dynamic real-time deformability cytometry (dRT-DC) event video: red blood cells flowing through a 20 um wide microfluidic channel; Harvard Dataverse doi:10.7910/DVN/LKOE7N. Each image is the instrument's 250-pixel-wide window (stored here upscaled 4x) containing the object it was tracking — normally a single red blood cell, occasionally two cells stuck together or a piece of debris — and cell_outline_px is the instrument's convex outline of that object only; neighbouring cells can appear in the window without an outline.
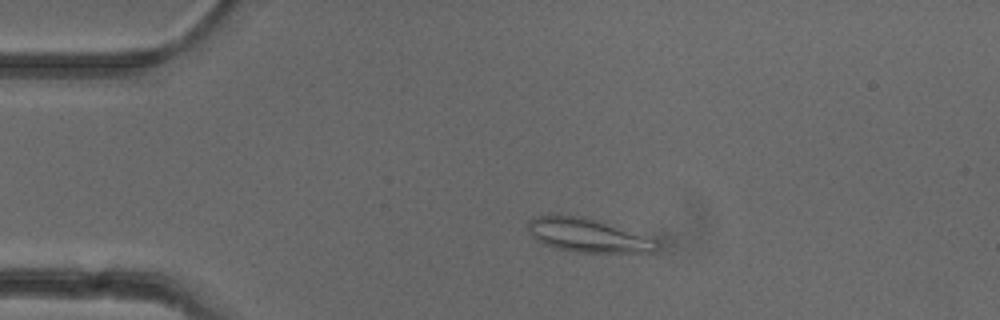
{"species": "common noctule bat (a hibernating species)", "species_latin": "Nyctalus noctula", "temperature_condition": "cold", "stored_images_in_passage": 4, "camera_frame_rate_fps": 3000, "um_per_image_px": 0.085, "animal": {"sex": "female"}, "frame": {"image": 1, "passage_image": 3, "time_ms": 0.667, "image_size_px": [1000, 320], "cell_outline_px": [[660, 244], [656, 252], [576, 252], [556, 248], [544, 244], [536, 240], [532, 236], [528, 228], [528, 220], [536, 216], [548, 212], [560, 212], [584, 216], [604, 220], [656, 240]], "centroid_in_image_um": [49.92, 19.94], "position_along_channel_um": 35.1, "area_um2": 26.3}}